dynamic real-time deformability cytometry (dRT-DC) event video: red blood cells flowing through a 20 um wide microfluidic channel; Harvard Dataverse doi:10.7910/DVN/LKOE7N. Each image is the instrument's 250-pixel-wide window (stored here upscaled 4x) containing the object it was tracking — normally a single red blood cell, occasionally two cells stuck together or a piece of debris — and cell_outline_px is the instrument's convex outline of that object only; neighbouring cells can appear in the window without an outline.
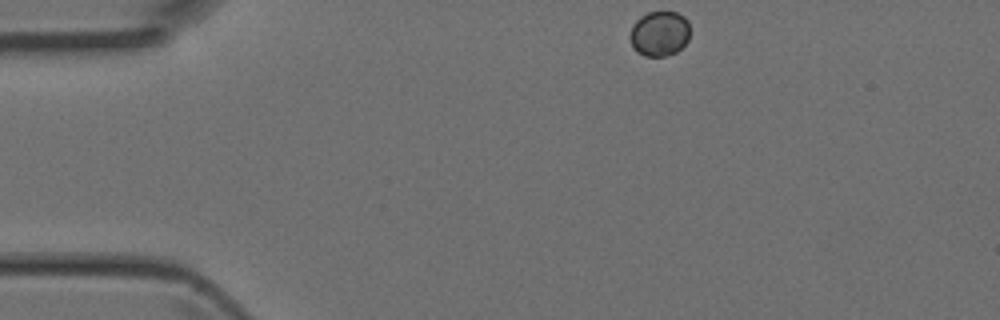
{"species": "Egyptian fruit bat (a non-hibernating species)", "species_latin": "Rousettus aegyptiacus", "temperature_condition": "room temperature", "stored_images_in_passage": 3, "camera_frame_rate_fps": 3000, "um_per_image_px": 0.085, "animal": {"sex": "female"}, "frame": {"image": 1, "passage_image": 1, "time_ms": 0.0, "image_size_px": [1000, 320], "cell_outline_px": [[688, 40], [676, 52], [664, 56], [644, 56], [636, 52], [632, 48], [628, 36], [632, 24], [640, 16], [648, 12], [676, 12], [684, 16], [688, 20]], "centroid_in_image_um": [56.0, 2.86], "position_along_channel_um": 29.0, "area_um2": 15.95}}
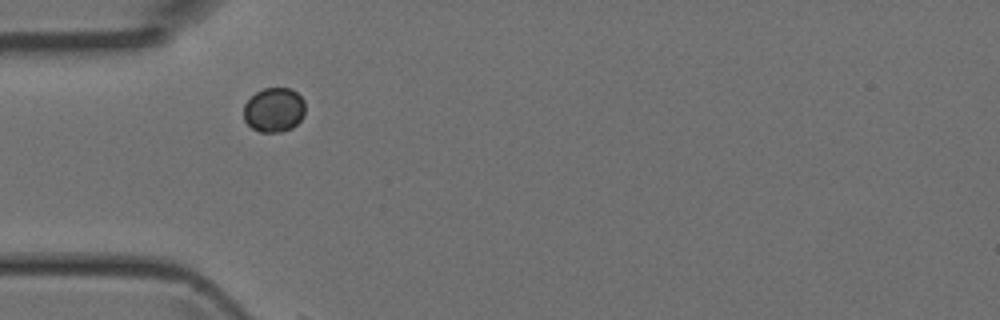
{"frame": {"image": 2, "passage_image": 2, "time_ms": 0.333, "image_size_px": [1000, 320], "cell_outline_px": [[304, 116], [292, 128], [280, 132], [260, 132], [252, 128], [244, 120], [244, 104], [256, 92], [264, 88], [292, 88], [304, 100]], "centroid_in_image_um": [23.29, 9.34], "position_along_channel_um": 61.7, "area_um2": 15.95}}
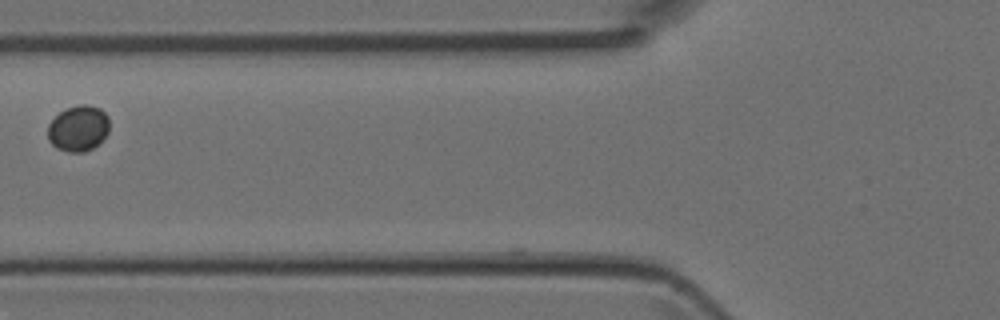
{"frame": {"image": 3, "passage_image": 3, "time_ms": 0.667, "image_size_px": [1000, 320], "cell_outline_px": [[108, 132], [92, 148], [84, 152], [68, 152], [56, 148], [48, 140], [48, 124], [64, 108], [80, 104], [84, 104], [100, 108], [108, 116]], "centroid_in_image_um": [6.63, 10.9], "position_along_channel_um": 119.2, "area_um2": 16.36}}